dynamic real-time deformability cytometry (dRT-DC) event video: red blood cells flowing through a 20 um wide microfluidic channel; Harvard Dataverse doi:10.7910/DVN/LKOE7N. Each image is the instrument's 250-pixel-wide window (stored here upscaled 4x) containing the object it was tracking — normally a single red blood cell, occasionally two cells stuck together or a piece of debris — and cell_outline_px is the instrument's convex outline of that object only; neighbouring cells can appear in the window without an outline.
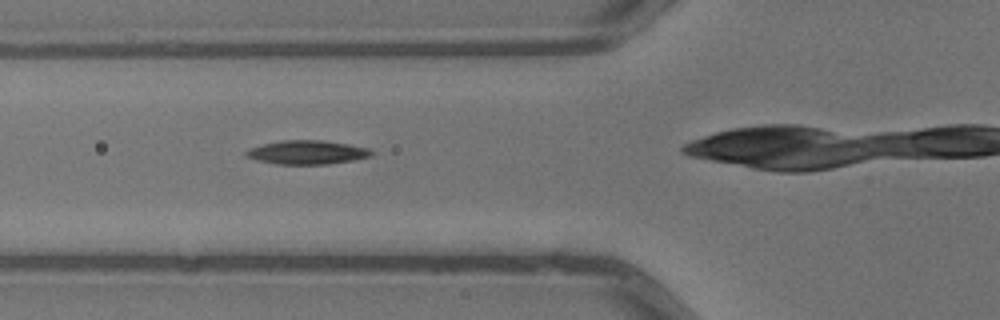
{"species": "common noctule bat (a hibernating species)", "species_latin": "Nyctalus noctula", "temperature_condition": "warm", "stored_images_in_passage": 4, "camera_frame_rate_fps": 3000, "um_per_image_px": 0.085, "animal": {"sex": "male", "body_mass_g": 13.3}, "frame": {"image": 1, "passage_image": 3, "time_ms": 0.667, "image_size_px": [1000, 320], "cell_outline_px": [[372, 156], [352, 160], [328, 164], [276, 164], [256, 160], [244, 156], [244, 152], [252, 148], [264, 144], [280, 140], [324, 140], [348, 144], [368, 148], [372, 152]], "centroid_in_image_um": [26.08, 12.95], "position_along_channel_um": 99.7, "area_um2": 17.34}}